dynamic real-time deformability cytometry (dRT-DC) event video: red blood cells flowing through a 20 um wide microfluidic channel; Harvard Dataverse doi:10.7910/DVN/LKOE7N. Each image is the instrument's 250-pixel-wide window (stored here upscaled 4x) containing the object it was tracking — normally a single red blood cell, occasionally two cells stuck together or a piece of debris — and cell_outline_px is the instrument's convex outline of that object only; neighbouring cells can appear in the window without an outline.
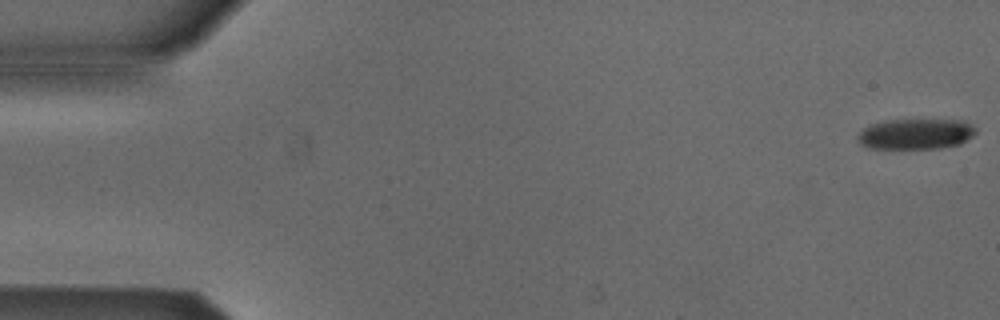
{"species": "Egyptian fruit bat (a non-hibernating species)", "species_latin": "Rousettus aegyptiacus", "temperature_condition": "cold", "stored_images_in_passage": 53, "camera_frame_rate_fps": 3000, "um_per_image_px": 0.085, "animal": {"sex": "male"}, "frame": {"image": 1, "passage_image": 1, "time_ms": 0.0, "image_size_px": [1000, 320], "cell_outline_px": [[976, 132], [972, 136], [960, 144], [940, 148], [872, 148], [860, 144], [860, 132], [864, 128], [872, 124], [892, 120], [964, 120], [976, 128]], "centroid_in_image_um": [77.9, 11.38], "position_along_channel_um": 7.1, "area_um2": 20.63}}
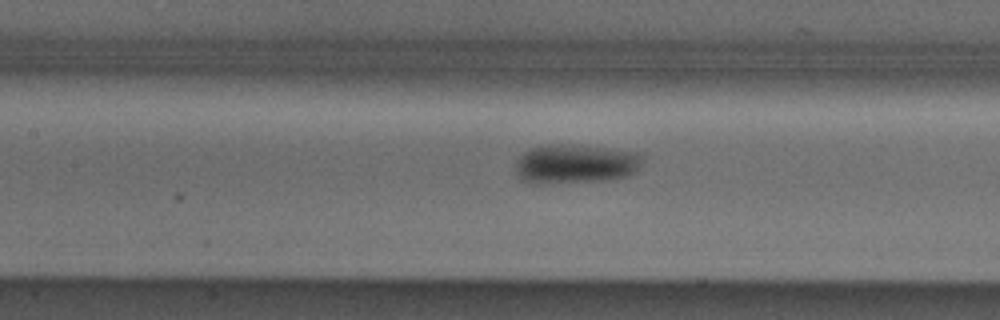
{"frame": {"image": 2, "passage_image": 24, "time_ms": 7.667, "image_size_px": [1000, 320], "cell_outline_px": [[644, 160], [640, 168], [636, 172], [628, 176], [608, 180], [544, 184], [528, 184], [520, 180], [516, 176], [516, 160], [524, 152], [532, 148], [548, 144], [564, 144], [644, 152]], "centroid_in_image_um": [48.93, 13.95], "position_along_channel_um": 158.5, "area_um2": 29.77}}
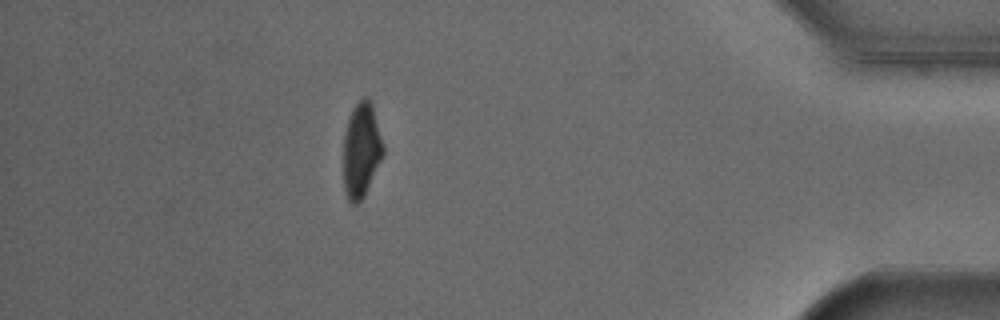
{"frame": {"image": 3, "passage_image": 47, "time_ms": 15.333, "image_size_px": [1000, 320], "cell_outline_px": [[384, 152], [364, 196], [356, 204], [352, 204], [348, 200], [344, 188], [344, 136], [348, 116], [352, 108], [364, 96], [368, 96], [372, 104], [384, 144]], "centroid_in_image_um": [30.71, 12.72], "position_along_channel_um": 404.5, "area_um2": 21.91}, "authors_computed_cell_mechanics": {"area_um2": 24.565, "velocity_mm_per_s": 3.8629, "shape_relaxation_time_tau1_ms": 2.8375, "shape_relaxation_time_tau2_ms": null, "deformation_change_tau1": 0.0927, "deformation_change_tau2": null}}